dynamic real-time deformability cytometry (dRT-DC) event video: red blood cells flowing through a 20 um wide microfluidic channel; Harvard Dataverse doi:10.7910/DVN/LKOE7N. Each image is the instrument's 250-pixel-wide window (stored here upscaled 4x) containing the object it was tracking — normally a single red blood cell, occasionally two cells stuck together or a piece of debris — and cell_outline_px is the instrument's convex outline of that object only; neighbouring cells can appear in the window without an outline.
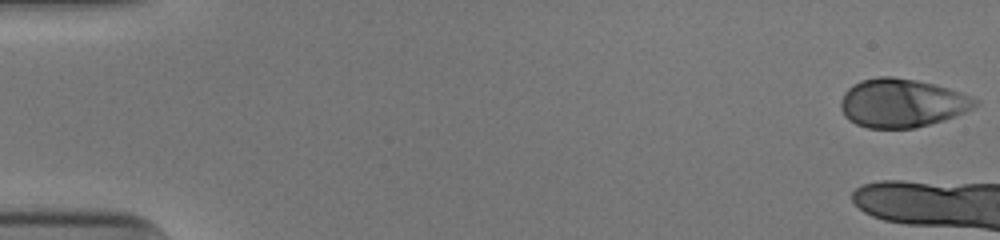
{"species": "human", "species_latin": "Homo sapiens", "temperature_condition": "cold", "stored_images_in_passage": 6, "camera_frame_rate_fps": 3000, "um_per_image_px": 0.085, "donor": {"sex": "male"}, "frame": {"image": 1, "passage_image": 1, "time_ms": 0.0, "image_size_px": [1000, 240], "cell_outline_px": [[980, 104], [956, 116], [944, 120], [916, 128], [868, 128], [856, 124], [848, 120], [844, 116], [840, 108], [840, 100], [844, 92], [852, 84], [860, 80], [880, 76], [892, 76], [916, 80], [948, 88], [960, 92], [980, 100]], "centroid_in_image_um": [76.64, 8.76], "position_along_channel_um": 8.4, "area_um2": 38.32}}